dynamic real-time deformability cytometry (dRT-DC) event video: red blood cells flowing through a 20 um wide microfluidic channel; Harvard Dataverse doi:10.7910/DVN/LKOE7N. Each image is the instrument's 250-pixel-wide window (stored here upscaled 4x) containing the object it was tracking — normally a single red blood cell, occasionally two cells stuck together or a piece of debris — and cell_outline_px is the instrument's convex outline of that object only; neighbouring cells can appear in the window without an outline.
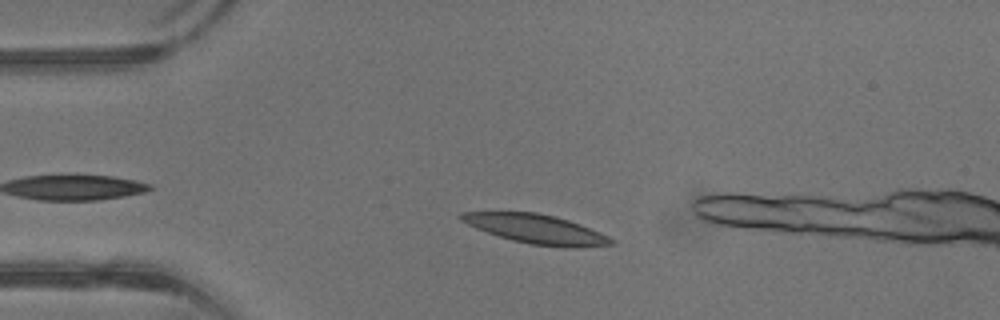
{"species": "common noctule bat (a hibernating species)", "species_latin": "Nyctalus noctula", "temperature_condition": "warm", "stored_images_in_passage": 32, "camera_frame_rate_fps": 3000, "um_per_image_px": 0.085, "animal": {"sex": "male", "body_mass_g": 13.3}, "frame": {"image": 1, "passage_image": 3, "time_ms": 0.667, "image_size_px": [1000, 320], "cell_outline_px": [[616, 244], [580, 248], [564, 248], [532, 244], [512, 240], [476, 228], [460, 220], [456, 216], [460, 212], [536, 212], [568, 220], [580, 224], [600, 232], [616, 240]], "centroid_in_image_um": [45.62, 19.48], "position_along_channel_um": 39.4, "area_um2": 25.55}}
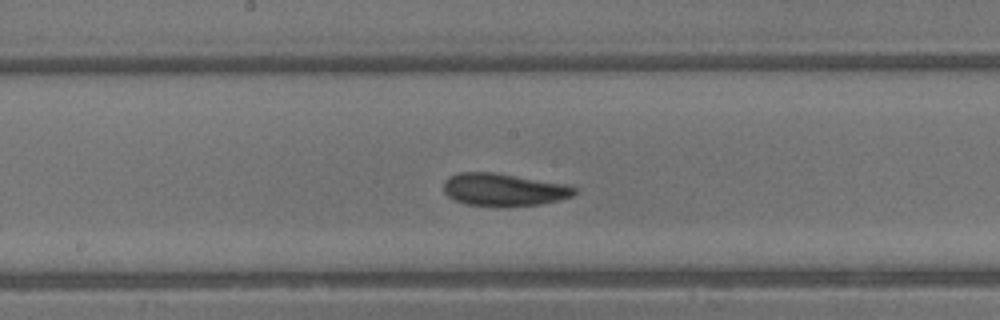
{"frame": {"image": 2, "passage_image": 15, "time_ms": 4.667, "image_size_px": [1000, 320], "cell_outline_px": [[576, 192], [572, 196], [560, 200], [540, 204], [464, 204], [448, 196], [444, 192], [444, 180], [448, 176], [460, 172], [492, 172], [564, 184], [576, 188]], "centroid_in_image_um": [42.78, 16.09], "position_along_channel_um": 205.4, "area_um2": 23.99}}
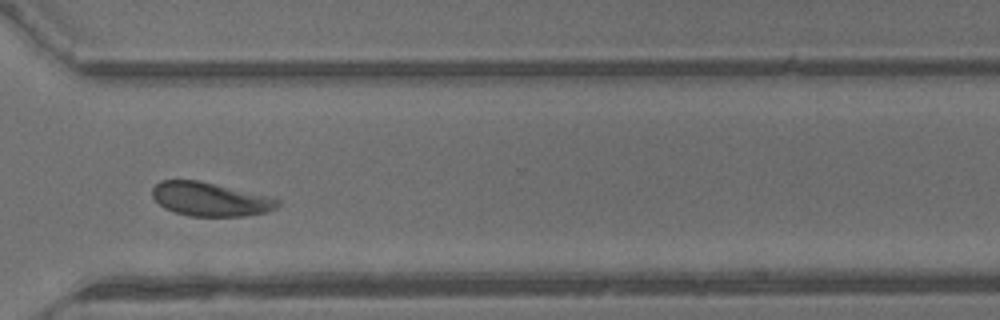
{"frame": {"image": 3, "passage_image": 24, "time_ms": 7.667, "image_size_px": [1000, 320], "cell_outline_px": [[280, 204], [276, 208], [268, 212], [244, 216], [188, 216], [164, 208], [152, 196], [152, 188], [160, 180], [200, 180], [272, 196], [280, 200]], "centroid_in_image_um": [17.91, 16.92], "position_along_channel_um": 352.7, "area_um2": 24.97}, "authors_computed_cell_mechanics": {"area_um2": 25.143, "velocity_mm_per_s": 4.9282, "shape_relaxation_time_tau1_ms": 2.818, "shape_relaxation_time_tau2_ms": 1.4054, "deformation_change_tau1": 0.1037, "deformation_change_tau2": 0.0649}}